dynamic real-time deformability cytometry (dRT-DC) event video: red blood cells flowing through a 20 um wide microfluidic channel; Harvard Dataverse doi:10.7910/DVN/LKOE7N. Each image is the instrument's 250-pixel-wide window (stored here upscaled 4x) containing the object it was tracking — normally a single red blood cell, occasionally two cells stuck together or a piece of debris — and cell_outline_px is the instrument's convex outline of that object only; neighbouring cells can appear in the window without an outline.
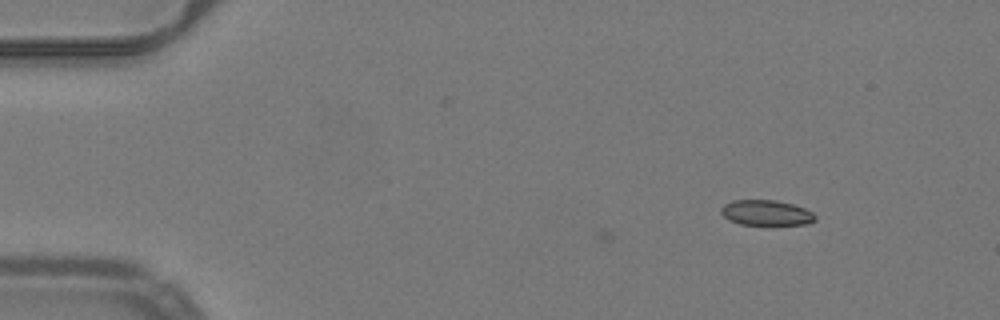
{"species": "common noctule bat (a hibernating species)", "species_latin": "Nyctalus noctula", "temperature_condition": "warm", "stored_images_in_passage": 4, "camera_frame_rate_fps": 3000, "um_per_image_px": 0.085, "animal": {"sex": "male", "body_mass_g": 19.2, "forearm_length_mm": 51.8}, "frame": {"image": 1, "passage_image": 4, "time_ms": 1.0, "image_size_px": [1000, 320], "cell_outline_px": [[816, 220], [808, 224], [740, 224], [728, 220], [720, 212], [720, 208], [724, 204], [732, 200], [776, 200], [792, 204], [804, 208], [812, 212], [816, 216]], "centroid_in_image_um": [65.11, 18.08], "position_along_channel_um": 19.9, "area_um2": 13.87}}